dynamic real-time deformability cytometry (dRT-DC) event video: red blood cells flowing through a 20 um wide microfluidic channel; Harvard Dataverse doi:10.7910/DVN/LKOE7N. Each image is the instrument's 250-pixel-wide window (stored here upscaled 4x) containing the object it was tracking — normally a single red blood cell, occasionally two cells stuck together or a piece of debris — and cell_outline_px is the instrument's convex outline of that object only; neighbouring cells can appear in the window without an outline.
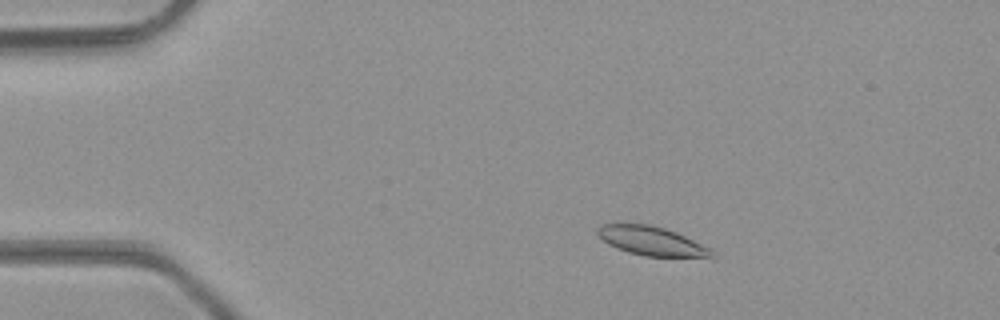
{"species": "common noctule bat (a hibernating species)", "species_latin": "Nyctalus noctula", "temperature_condition": "room temperature", "stored_images_in_passage": 43, "camera_frame_rate_fps": 3000, "um_per_image_px": 0.085, "animal": {"sex": "male", "body_mass_g": 23.1, "forearm_length_mm": 52.7}, "frame": {"image": 1, "passage_image": 4, "time_ms": 1.0, "image_size_px": [1000, 320], "cell_outline_px": [[716, 256], [712, 260], [644, 256], [628, 252], [616, 248], [608, 244], [596, 232], [596, 228], [600, 224], [648, 224], [664, 228], [676, 232], [712, 248], [716, 252]], "centroid_in_image_um": [55.55, 20.55], "position_along_channel_um": 29.4, "area_um2": 20.17}}
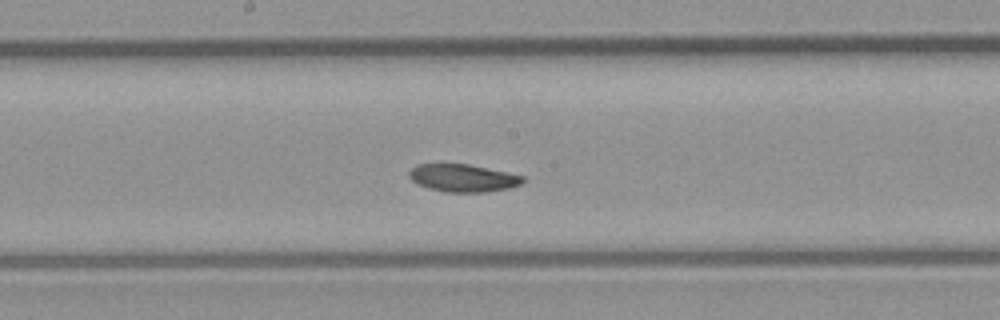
{"frame": {"image": 2, "passage_image": 21, "time_ms": 6.667, "image_size_px": [1000, 320], "cell_outline_px": [[524, 180], [520, 184], [508, 188], [484, 192], [444, 192], [428, 188], [416, 184], [408, 176], [408, 172], [416, 164], [468, 164], [524, 176]], "centroid_in_image_um": [39.3, 15.13], "position_along_channel_um": 208.9, "area_um2": 18.21}}
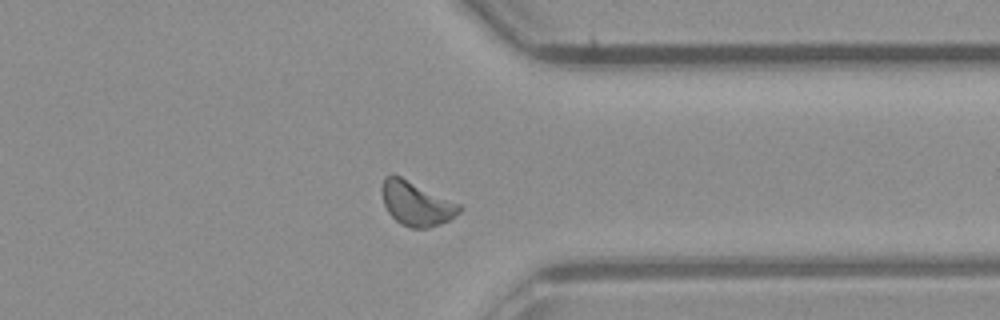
{"frame": {"image": 3, "passage_image": 33, "time_ms": 10.667, "image_size_px": [1000, 320], "cell_outline_px": [[464, 208], [456, 216], [440, 224], [428, 228], [412, 228], [400, 224], [388, 212], [384, 204], [380, 192], [380, 188], [384, 176], [392, 172], [460, 204]], "centroid_in_image_um": [35.35, 17.28], "position_along_channel_um": 376.0, "area_um2": 20.23}, "authors_computed_cell_mechanics": {"area_um2": 19.2474, "velocity_mm_per_s": 4.2735, "shape_relaxation_time_tau1_ms": 7.4016, "shape_relaxation_time_tau2_ms": 6.3539, "deformation_change_tau1": 0.1219, "deformation_change_tau2": 0.1143}}